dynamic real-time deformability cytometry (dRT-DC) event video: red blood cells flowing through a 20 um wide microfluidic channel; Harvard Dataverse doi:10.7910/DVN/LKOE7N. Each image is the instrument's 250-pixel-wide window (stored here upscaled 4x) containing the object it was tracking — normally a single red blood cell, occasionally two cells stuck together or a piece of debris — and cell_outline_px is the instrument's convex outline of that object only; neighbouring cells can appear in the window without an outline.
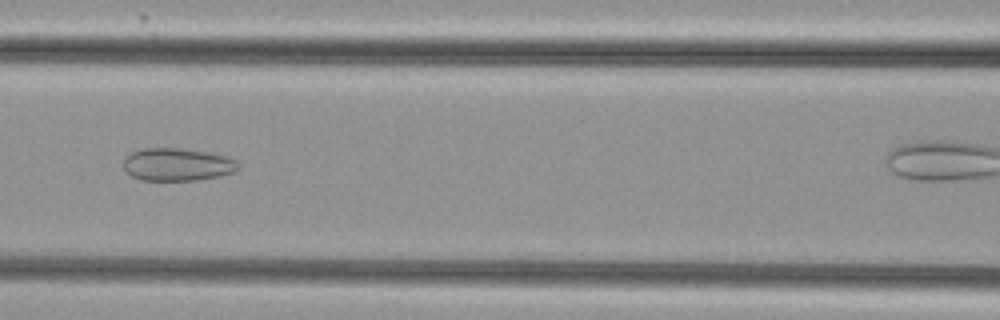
{"species": "common noctule bat (a hibernating species)", "species_latin": "Nyctalus noctula", "temperature_condition": "cold", "stored_images_in_passage": 44, "camera_frame_rate_fps": 3000, "um_per_image_px": 0.085, "animal": {"sex": "female", "body_mass_g": 29.2, "forearm_length_mm": 56.3}, "frame": {"image": 1, "passage_image": 24, "time_ms": 7.667, "image_size_px": [1000, 320], "cell_outline_px": [[240, 168], [232, 172], [220, 176], [196, 180], [140, 180], [132, 176], [124, 168], [124, 160], [132, 152], [144, 148], [180, 148], [208, 152], [224, 156], [236, 160], [240, 164]], "centroid_in_image_um": [15.09, 13.98], "position_along_channel_um": 151.5, "area_um2": 21.79}}
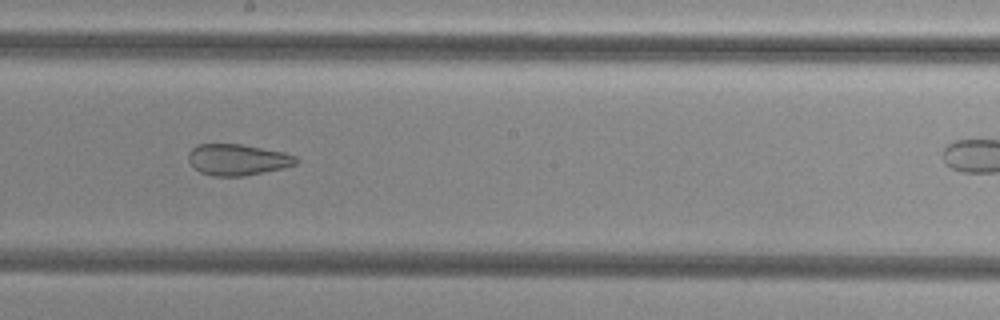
{"frame": {"image": 2, "passage_image": 30, "time_ms": 9.667, "image_size_px": [1000, 320], "cell_outline_px": [[300, 160], [296, 164], [284, 168], [244, 176], [212, 176], [200, 172], [188, 160], [188, 152], [196, 144], [240, 144], [284, 152], [296, 156]], "centroid_in_image_um": [20.21, 13.57], "position_along_channel_um": 228.0, "area_um2": 19.65}}
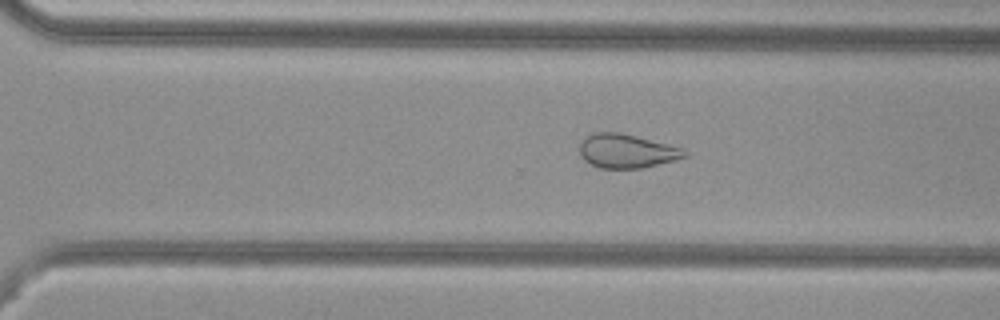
{"frame": {"image": 3, "passage_image": 37, "time_ms": 12.0, "image_size_px": [1000, 320], "cell_outline_px": [[688, 156], [676, 160], [640, 168], [600, 168], [584, 160], [580, 156], [580, 140], [584, 136], [592, 132], [620, 132], [684, 148], [688, 152]], "centroid_in_image_um": [53.26, 12.82], "position_along_channel_um": 317.3, "area_um2": 20.92}}